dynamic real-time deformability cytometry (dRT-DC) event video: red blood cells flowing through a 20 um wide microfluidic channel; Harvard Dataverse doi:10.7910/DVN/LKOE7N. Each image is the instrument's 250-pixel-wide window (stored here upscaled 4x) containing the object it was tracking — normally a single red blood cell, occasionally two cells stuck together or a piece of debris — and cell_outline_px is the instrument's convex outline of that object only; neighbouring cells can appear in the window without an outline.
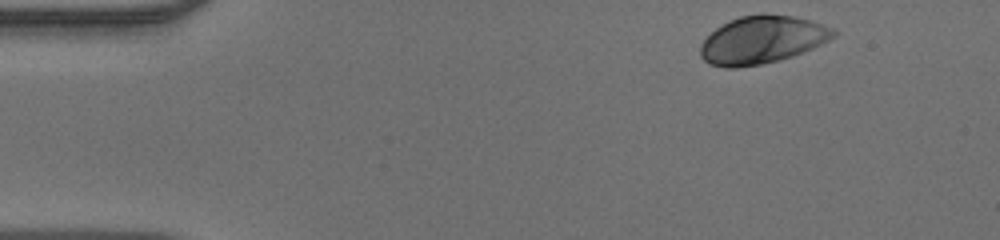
{"species": "human", "species_latin": "Homo sapiens", "temperature_condition": "warm", "stored_images_in_passage": 44, "camera_frame_rate_fps": 3000, "um_per_image_px": 0.085, "donor": {"sex": "male"}, "frame": {"image": 1, "passage_image": 1, "time_ms": 0.0, "image_size_px": [1000, 240], "cell_outline_px": [[836, 36], [812, 48], [792, 56], [760, 64], [736, 68], [724, 68], [708, 64], [700, 56], [700, 44], [716, 28], [740, 16], [760, 12], [764, 12], [796, 16], [812, 20], [832, 28], [836, 32]], "centroid_in_image_um": [64.77, 3.36], "position_along_channel_um": 20.2, "area_um2": 37.11}}
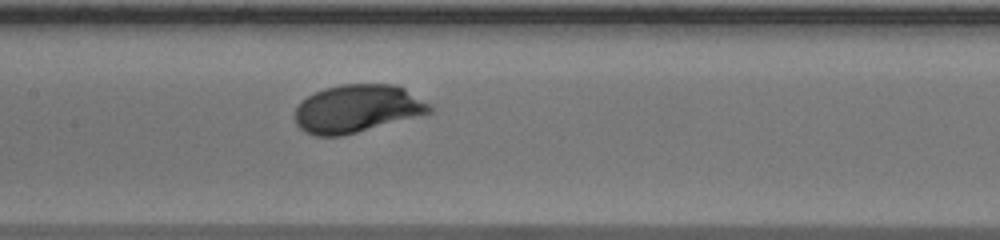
{"frame": {"image": 2, "passage_image": 19, "time_ms": 6.0, "image_size_px": [1000, 240], "cell_outline_px": [[432, 112], [344, 136], [316, 136], [304, 132], [296, 124], [296, 108], [300, 100], [324, 88], [340, 84], [396, 84], [404, 88], [432, 104]], "centroid_in_image_um": [30.36, 9.23], "position_along_channel_um": 177.0, "area_um2": 37.74}}
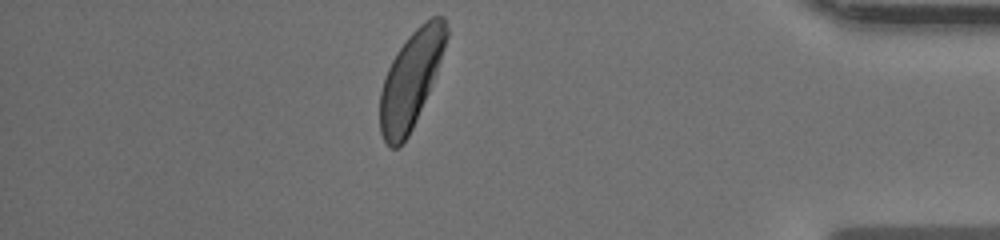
{"frame": {"image": 3, "passage_image": 38, "time_ms": 12.333, "image_size_px": [1000, 240], "cell_outline_px": [[448, 36], [440, 60], [428, 92], [416, 120], [408, 136], [396, 148], [392, 148], [384, 140], [380, 132], [380, 92], [388, 68], [396, 52], [408, 36], [424, 20], [432, 16], [444, 16], [448, 28]], "centroid_in_image_um": [34.92, 6.72], "position_along_channel_um": 400.3, "area_um2": 36.59}}